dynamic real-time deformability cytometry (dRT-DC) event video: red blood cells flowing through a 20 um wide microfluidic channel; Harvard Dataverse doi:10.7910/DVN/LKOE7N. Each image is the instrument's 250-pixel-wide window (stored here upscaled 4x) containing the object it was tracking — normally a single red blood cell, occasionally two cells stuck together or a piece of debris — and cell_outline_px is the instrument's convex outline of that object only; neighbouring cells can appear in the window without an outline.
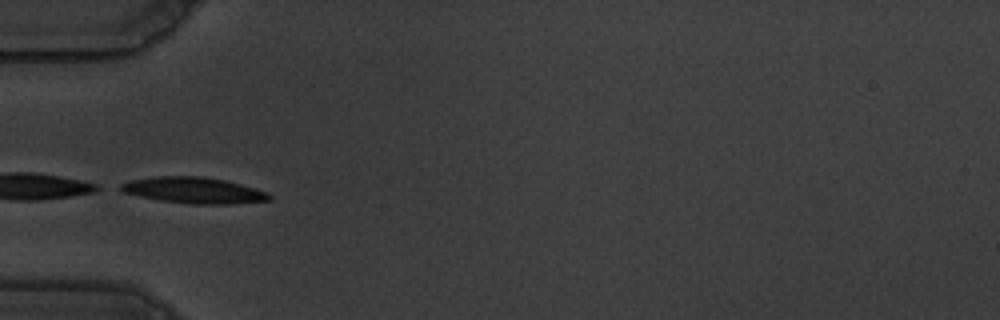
{"species": "common noctule bat (a hibernating species)", "species_latin": "Nyctalus noctula", "temperature_condition": "warm", "stored_images_in_passage": 39, "camera_frame_rate_fps": 3000, "um_per_image_px": 0.085, "animal": {"sex": "male", "body_mass_g": 19.5, "forearm_length_mm": 54.6}, "frame": {"image": 1, "passage_image": 1, "time_ms": 0.0, "image_size_px": [1000, 320], "cell_outline_px": [[272, 200], [228, 204], [188, 204], [160, 200], [120, 192], [112, 188], [120, 184], [132, 180], [152, 176], [204, 176], [224, 180], [240, 184], [268, 192], [272, 196]], "centroid_in_image_um": [16.4, 16.17], "position_along_channel_um": 68.6, "area_um2": 22.89}}
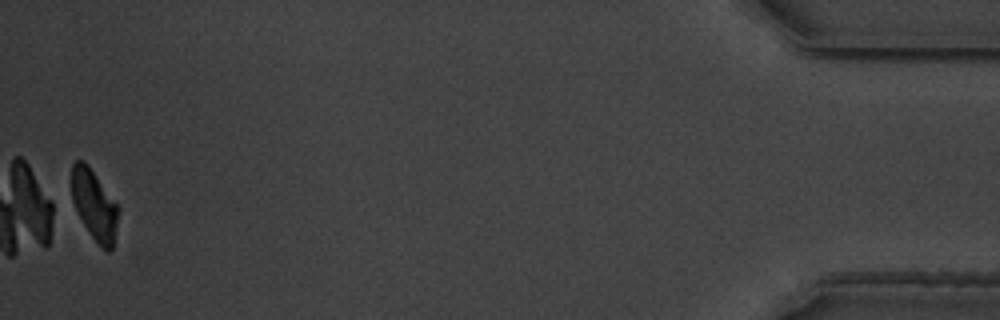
{"frame": {"image": 2, "passage_image": 39, "time_ms": 12.667, "image_size_px": [1000, 320], "cell_outline_px": [[120, 208], [112, 248], [108, 252], [100, 248], [88, 232], [68, 200], [72, 164], [76, 160], [84, 160], [88, 164]], "centroid_in_image_um": [7.94, 17.4], "position_along_channel_um": 427.3, "area_um2": 20.0}, "authors_computed_cell_mechanics": {"area_um2": 21.7906, "velocity_mm_per_s": 3.5011, "shape_relaxation_time_tau1_ms": 2.8417, "shape_relaxation_time_tau2_ms": 7.1937, "deformation_change_tau1": 0.1241, "deformation_change_tau2": 0.1366}}